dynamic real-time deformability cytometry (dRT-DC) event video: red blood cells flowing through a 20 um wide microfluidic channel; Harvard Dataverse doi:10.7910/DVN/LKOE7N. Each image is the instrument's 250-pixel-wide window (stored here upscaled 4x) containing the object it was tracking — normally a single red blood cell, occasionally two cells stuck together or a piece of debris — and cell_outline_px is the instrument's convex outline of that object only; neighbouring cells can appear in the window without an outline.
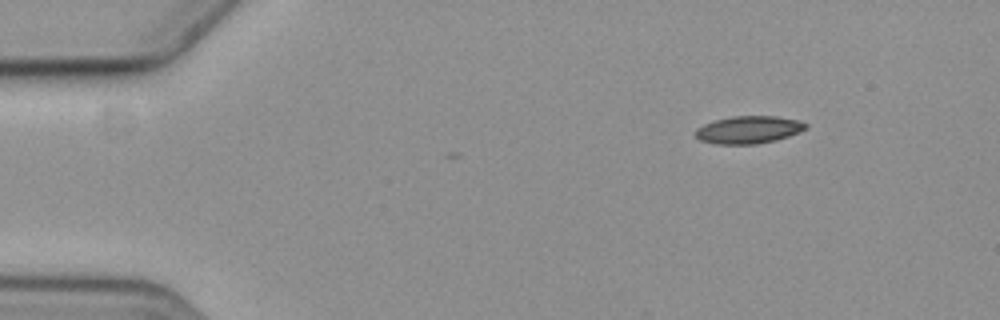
{"species": "common noctule bat (a hibernating species)", "species_latin": "Nyctalus noctula", "temperature_condition": "cold", "stored_images_in_passage": 4, "camera_frame_rate_fps": 3000, "um_per_image_px": 0.085, "animal": {"sex": "female", "body_mass_g": 19.3, "forearm_length_mm": 54.1}, "frame": {"image": 1, "passage_image": 1, "time_ms": 0.0, "image_size_px": [1000, 320], "cell_outline_px": [[808, 128], [800, 132], [776, 140], [756, 144], [716, 144], [700, 140], [696, 136], [696, 128], [704, 124], [716, 120], [732, 116], [776, 116], [796, 120], [808, 124]], "centroid_in_image_um": [63.64, 11.03], "position_along_channel_um": 21.4, "area_um2": 17.63}}